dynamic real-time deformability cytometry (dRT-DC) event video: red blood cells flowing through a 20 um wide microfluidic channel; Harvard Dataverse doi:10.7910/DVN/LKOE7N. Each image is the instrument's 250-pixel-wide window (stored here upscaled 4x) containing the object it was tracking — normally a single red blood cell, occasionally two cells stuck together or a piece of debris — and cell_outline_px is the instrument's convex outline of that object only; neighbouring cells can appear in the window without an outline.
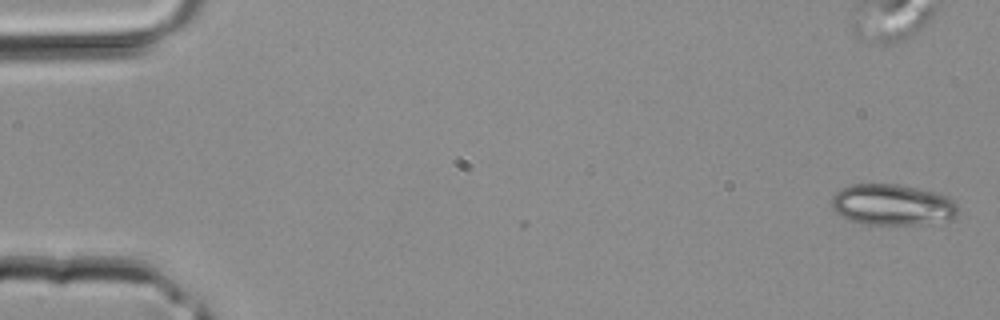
{"species": "common noctule bat (a hibernating species)", "species_latin": "Nyctalus noctula", "temperature_condition": "room temperature", "stored_images_in_passage": 37, "camera_frame_rate_fps": 3000, "um_per_image_px": 0.085, "animal": {"sex": "male", "body_mass_g": 20.4}, "frame": {"image": 1, "passage_image": 1, "time_ms": 0.0, "image_size_px": [1000, 320], "cell_outline_px": [[960, 208], [956, 216], [948, 220], [924, 224], [864, 224], [848, 220], [836, 212], [832, 208], [832, 196], [840, 188], [852, 184], [896, 184], [936, 192], [948, 196]], "centroid_in_image_um": [75.86, 17.4], "position_along_channel_um": 9.1, "area_um2": 30.4}}
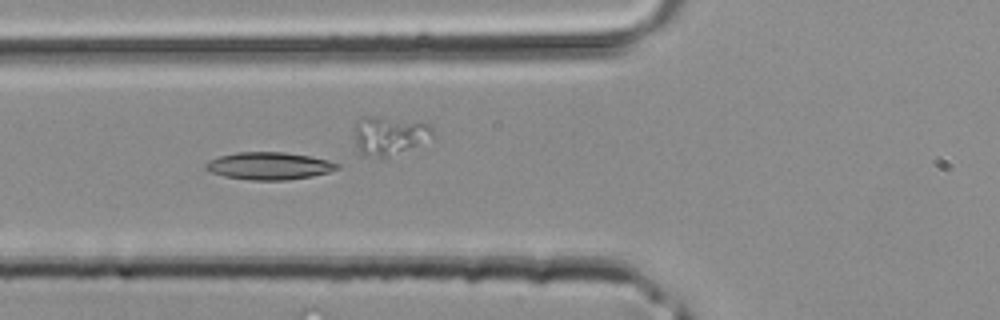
{"frame": {"image": 2, "passage_image": 15, "time_ms": 4.667, "image_size_px": [1000, 320], "cell_outline_px": [[340, 168], [328, 172], [312, 176], [284, 180], [248, 180], [224, 176], [208, 172], [204, 168], [204, 164], [208, 160], [220, 156], [236, 152], [284, 152], [308, 156], [328, 160], [340, 164]], "centroid_in_image_um": [22.83, 14.1], "position_along_channel_um": 103.0, "area_um2": 21.1}}
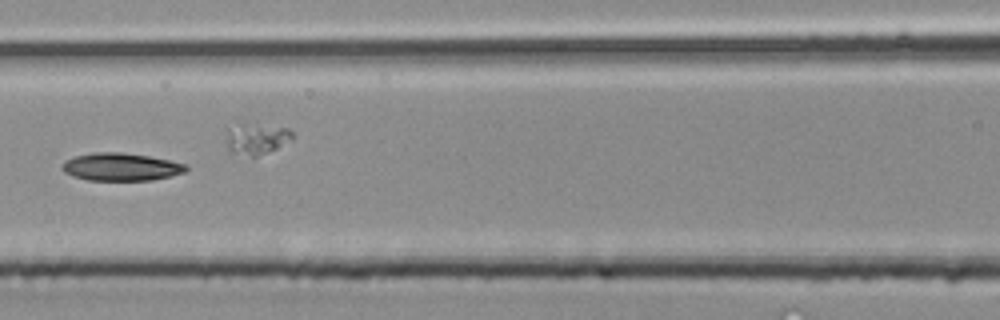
{"frame": {"image": 3, "passage_image": 18, "time_ms": 5.667, "image_size_px": [1000, 320], "cell_outline_px": [[188, 168], [184, 172], [152, 180], [88, 180], [72, 176], [64, 172], [60, 168], [64, 160], [76, 156], [92, 152], [120, 152], [148, 156], [188, 164]], "centroid_in_image_um": [10.24, 14.18], "position_along_channel_um": 156.4, "area_um2": 20.0}}